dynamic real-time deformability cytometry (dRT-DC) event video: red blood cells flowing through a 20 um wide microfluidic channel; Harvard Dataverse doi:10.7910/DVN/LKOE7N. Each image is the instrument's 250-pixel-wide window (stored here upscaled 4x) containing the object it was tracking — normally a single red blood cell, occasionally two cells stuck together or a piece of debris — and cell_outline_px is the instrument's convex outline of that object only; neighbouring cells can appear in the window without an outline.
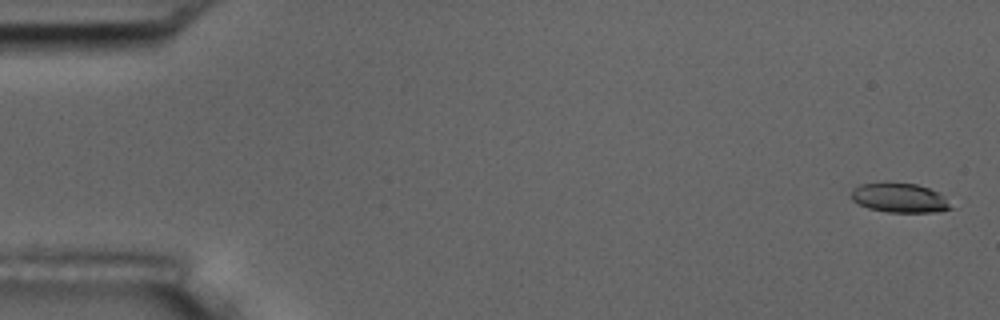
{"species": "common noctule bat (a hibernating species)", "species_latin": "Nyctalus noctula", "temperature_condition": "room temperature", "stored_images_in_passage": 9, "camera_frame_rate_fps": 3000, "um_per_image_px": 0.085, "animal": {"sex": "male", "body_mass_g": 17.5, "forearm_length_mm": 52.3}, "frame": {"image": 1, "passage_image": 1, "time_ms": 0.0, "image_size_px": [1000, 320], "cell_outline_px": [[956, 208], [932, 212], [888, 212], [868, 208], [852, 200], [852, 188], [860, 184], [884, 180], [888, 180], [916, 184], [928, 188], [944, 196]], "centroid_in_image_um": [76.45, 16.78], "position_along_channel_um": 8.6, "area_um2": 17.57}}
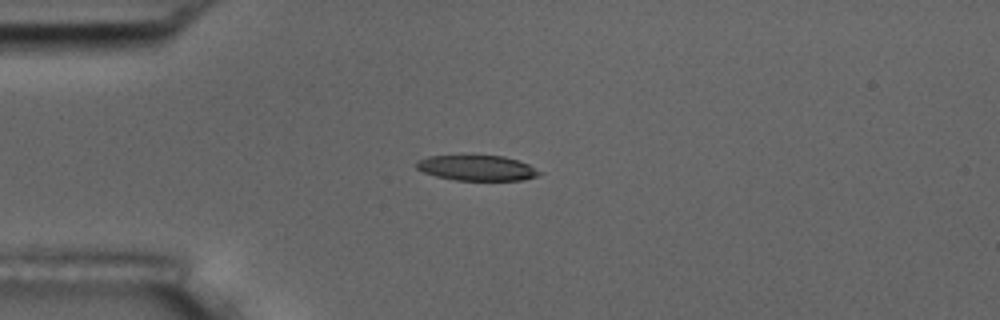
{"frame": {"image": 2, "passage_image": 4, "time_ms": 4.333, "image_size_px": [1000, 320], "cell_outline_px": [[544, 172], [536, 176], [524, 180], [456, 180], [436, 176], [424, 172], [416, 168], [416, 160], [428, 156], [460, 152], [472, 152], [504, 156], [528, 164]], "centroid_in_image_um": [40.48, 14.2], "position_along_channel_um": 44.5, "area_um2": 19.31}}
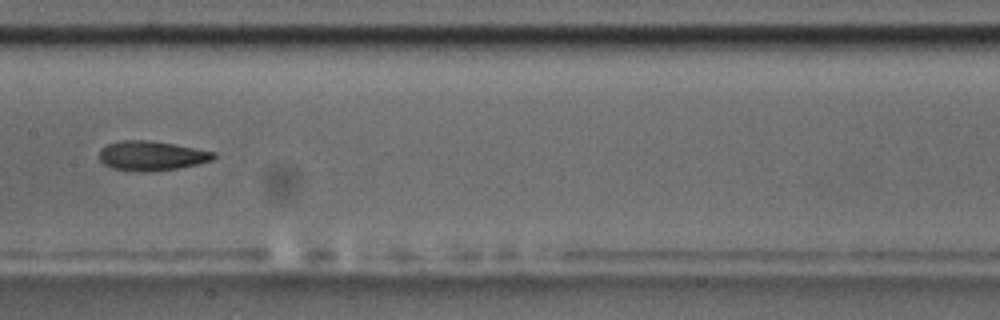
{"frame": {"image": 3, "passage_image": 8, "time_ms": 9.0, "image_size_px": [1000, 320], "cell_outline_px": [[216, 156], [212, 160], [196, 164], [176, 168], [148, 172], [140, 172], [112, 168], [104, 164], [100, 160], [100, 148], [108, 144], [120, 140], [152, 140], [216, 152]], "centroid_in_image_um": [12.86, 13.23], "position_along_channel_um": 194.5, "area_um2": 19.65}}